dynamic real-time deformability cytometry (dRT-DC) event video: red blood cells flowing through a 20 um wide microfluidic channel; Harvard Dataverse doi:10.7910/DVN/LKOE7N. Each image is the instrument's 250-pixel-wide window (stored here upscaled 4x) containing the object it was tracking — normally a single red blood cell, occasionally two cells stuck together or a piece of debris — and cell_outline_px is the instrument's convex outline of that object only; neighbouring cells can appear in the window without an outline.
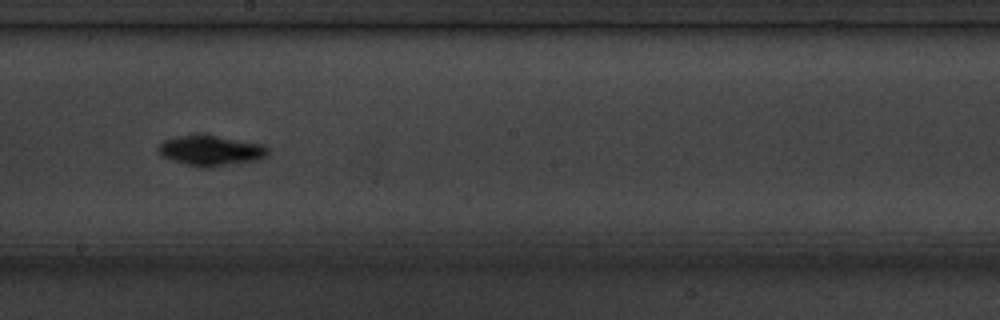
{"species": "common noctule bat (a hibernating species)", "species_latin": "Nyctalus noctula", "temperature_condition": "cold", "stored_images_in_passage": 10, "camera_frame_rate_fps": 3000, "um_per_image_px": 0.085, "animal": {"sex": "male", "body_mass_g": 20.1, "forearm_length_mm": 53.5}, "frame": {"image": 1, "passage_image": 9, "time_ms": 9.333, "image_size_px": [1000, 320], "cell_outline_px": [[268, 152], [264, 156], [256, 160], [240, 164], [208, 168], [184, 164], [168, 160], [160, 156], [156, 148], [156, 144], [164, 140], [176, 136], [216, 136], [264, 144], [268, 148]], "centroid_in_image_um": [17.86, 12.83], "position_along_channel_um": 230.3, "area_um2": 19.48}}